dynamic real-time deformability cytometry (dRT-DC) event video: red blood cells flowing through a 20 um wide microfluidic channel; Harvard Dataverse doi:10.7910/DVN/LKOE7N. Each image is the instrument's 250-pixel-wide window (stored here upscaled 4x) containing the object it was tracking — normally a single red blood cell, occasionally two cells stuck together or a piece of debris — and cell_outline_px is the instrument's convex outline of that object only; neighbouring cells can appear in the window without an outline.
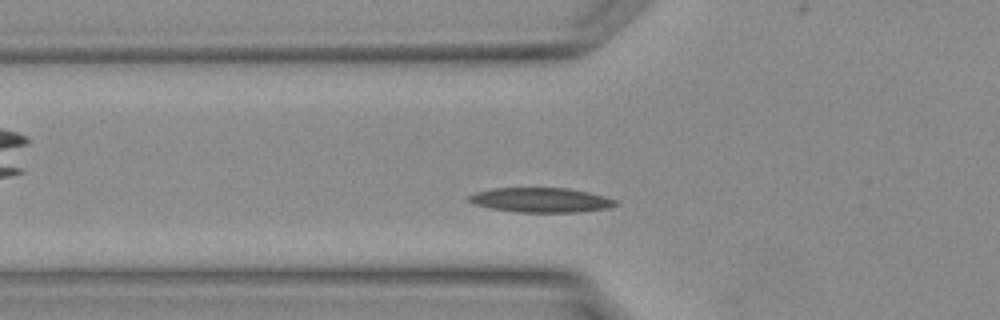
{"species": "Egyptian fruit bat (a non-hibernating species)", "species_latin": "Rousettus aegyptiacus", "temperature_condition": "warm", "stored_images_in_passage": 25, "camera_frame_rate_fps": 3000, "um_per_image_px": 0.085, "animal": {"sex": "female"}, "frame": {"image": 1, "passage_image": 4, "time_ms": 1.0, "image_size_px": [1000, 320], "cell_outline_px": [[616, 204], [608, 208], [580, 212], [512, 212], [472, 204], [464, 200], [468, 196], [476, 192], [492, 188], [568, 188], [588, 192], [604, 196], [616, 200]], "centroid_in_image_um": [45.91, 17.0], "position_along_channel_um": 79.9, "area_um2": 21.15}}
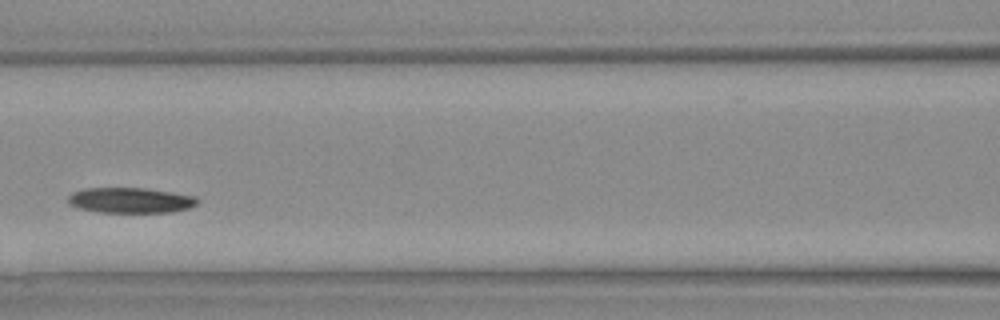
{"frame": {"image": 2, "passage_image": 8, "time_ms": 2.333, "image_size_px": [1000, 320], "cell_outline_px": [[200, 200], [192, 208], [172, 212], [96, 212], [76, 208], [68, 204], [68, 196], [72, 192], [84, 188], [144, 188], [172, 192], [196, 196]], "centroid_in_image_um": [11.09, 17.03], "position_along_channel_um": 155.5, "area_um2": 19.42}}